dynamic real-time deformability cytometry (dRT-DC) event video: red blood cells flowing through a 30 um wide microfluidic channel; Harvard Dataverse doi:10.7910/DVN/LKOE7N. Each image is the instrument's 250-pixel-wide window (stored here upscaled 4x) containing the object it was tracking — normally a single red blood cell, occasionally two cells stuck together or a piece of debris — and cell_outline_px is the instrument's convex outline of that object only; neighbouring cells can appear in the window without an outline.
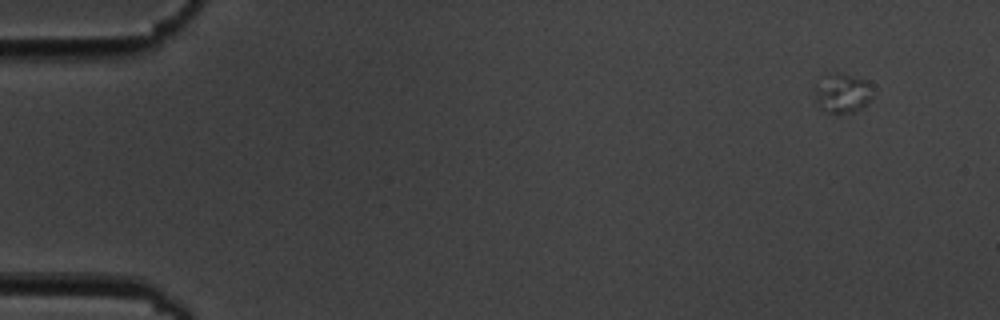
{"species": "common noctule bat (a hibernating species)", "species_latin": "Nyctalus noctula", "temperature_condition": "cold", "stored_images_in_passage": 6, "camera_frame_rate_fps": 3000, "um_per_image_px": 0.085, "animal": {"sex": "male", "body_mass_g": 19.5, "forearm_length_mm": 54.6}, "frame": {"image": 1, "passage_image": 1, "time_ms": 0.0, "image_size_px": [1000, 320], "cell_outline_px": [[872, 96], [860, 108], [852, 112], [824, 112], [816, 104], [816, 84], [828, 76], [836, 72], [840, 72], [868, 80], [872, 84]], "centroid_in_image_um": [71.62, 7.9], "position_along_channel_um": 13.4, "area_um2": 13.06}}